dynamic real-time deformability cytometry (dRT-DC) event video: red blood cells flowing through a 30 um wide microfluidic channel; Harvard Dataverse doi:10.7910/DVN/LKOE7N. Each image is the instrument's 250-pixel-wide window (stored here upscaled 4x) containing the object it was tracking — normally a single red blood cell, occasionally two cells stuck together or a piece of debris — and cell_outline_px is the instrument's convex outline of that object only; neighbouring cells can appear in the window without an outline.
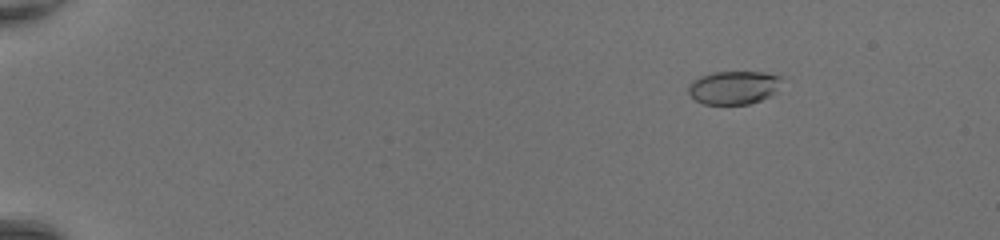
{"species": "common noctule bat (a hibernating species)", "species_latin": "Nyctalus noctula", "temperature_condition": "room temperature", "stored_images_in_passage": 22, "camera_frame_rate_fps": 3000, "um_per_image_px": 0.085, "animal": {"sex": "female", "body_mass_g": 20.0, "forearm_length_mm": 54.0}, "frame": {"image": 1, "passage_image": 8, "time_ms": 2.333, "image_size_px": [1000, 240], "cell_outline_px": [[784, 76], [776, 92], [772, 96], [748, 104], [704, 104], [696, 100], [688, 92], [688, 84], [692, 80], [700, 76], [712, 72], [764, 72]], "centroid_in_image_um": [62.39, 7.43], "position_along_channel_um": 22.6, "area_um2": 18.38}}
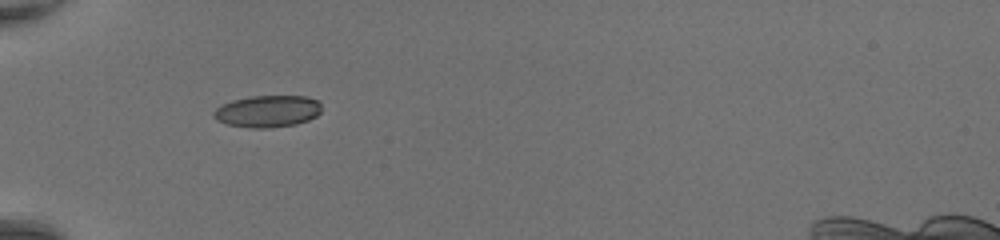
{"frame": {"image": 2, "passage_image": 19, "time_ms": 6.0, "image_size_px": [1000, 240], "cell_outline_px": [[320, 112], [316, 116], [308, 120], [296, 124], [272, 128], [248, 128], [224, 124], [216, 120], [212, 116], [212, 112], [216, 108], [232, 100], [252, 96], [308, 96], [320, 100]], "centroid_in_image_um": [22.73, 9.46], "position_along_channel_um": 62.3, "area_um2": 20.35}}
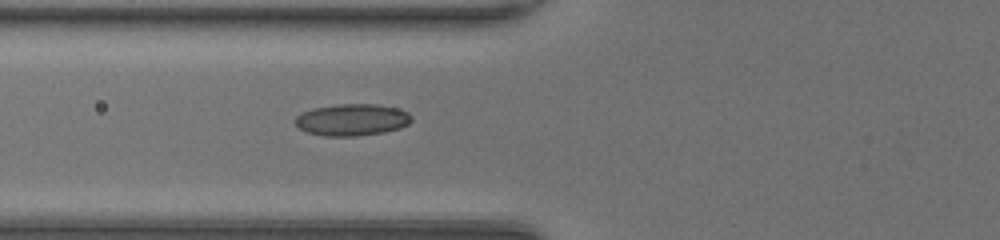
{"frame": {"image": 3, "passage_image": 22, "time_ms": 7.0, "image_size_px": [1000, 240], "cell_outline_px": [[412, 120], [408, 124], [400, 128], [384, 132], [356, 136], [324, 136], [308, 132], [300, 128], [296, 124], [296, 116], [300, 112], [316, 108], [340, 104], [376, 104], [396, 108], [408, 112], [412, 116]], "centroid_in_image_um": [29.95, 10.18], "position_along_channel_um": 95.9, "area_um2": 21.44}}